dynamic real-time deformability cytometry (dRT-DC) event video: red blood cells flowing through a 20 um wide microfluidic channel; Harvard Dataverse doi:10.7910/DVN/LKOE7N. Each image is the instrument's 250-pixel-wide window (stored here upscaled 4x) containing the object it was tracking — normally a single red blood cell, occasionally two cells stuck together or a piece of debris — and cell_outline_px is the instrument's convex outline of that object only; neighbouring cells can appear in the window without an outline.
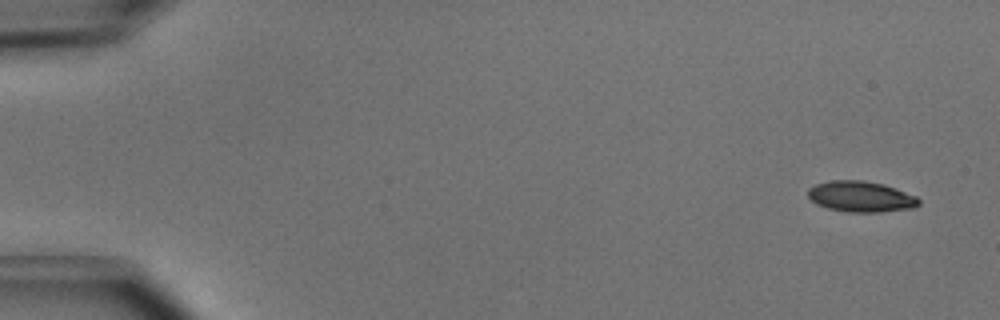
{"species": "common noctule bat (a hibernating species)", "species_latin": "Nyctalus noctula", "temperature_condition": "cold", "stored_images_in_passage": 4, "camera_frame_rate_fps": 3000, "um_per_image_px": 0.085, "animal": {"sex": "male", "body_mass_g": 15.6}, "frame": {"image": 1, "passage_image": 1, "time_ms": 0.0, "image_size_px": [1000, 320], "cell_outline_px": [[920, 204], [912, 208], [880, 212], [848, 212], [828, 208], [816, 204], [808, 196], [808, 188], [816, 184], [828, 180], [860, 180], [884, 184], [916, 196], [920, 200]], "centroid_in_image_um": [73.16, 16.71], "position_along_channel_um": 11.8, "area_um2": 19.88}}
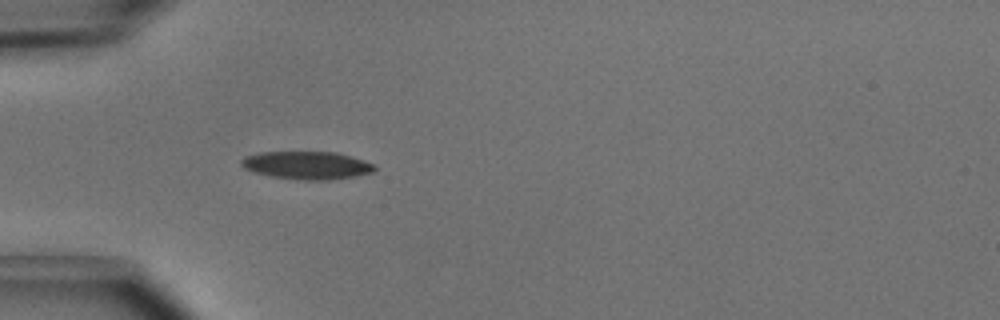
{"frame": {"image": 2, "passage_image": 4, "time_ms": 1.0, "image_size_px": [1000, 320], "cell_outline_px": [[376, 168], [372, 172], [352, 176], [328, 180], [304, 180], [272, 176], [252, 172], [244, 168], [240, 164], [240, 160], [244, 156], [260, 152], [336, 152], [376, 164]], "centroid_in_image_um": [26.04, 14.04], "position_along_channel_um": 59.0, "area_um2": 21.56}}